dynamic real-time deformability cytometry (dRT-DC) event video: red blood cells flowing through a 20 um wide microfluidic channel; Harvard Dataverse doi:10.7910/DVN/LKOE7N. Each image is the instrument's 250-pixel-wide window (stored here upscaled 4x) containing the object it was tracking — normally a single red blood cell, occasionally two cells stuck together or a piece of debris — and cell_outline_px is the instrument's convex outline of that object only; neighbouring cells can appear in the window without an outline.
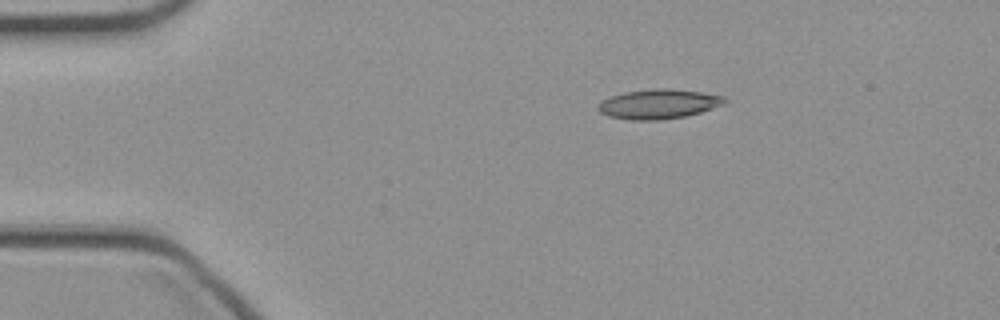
{"species": "common noctule bat (a hibernating species)", "species_latin": "Nyctalus noctula", "temperature_condition": "cold", "stored_images_in_passage": 39, "camera_frame_rate_fps": 3000, "um_per_image_px": 0.085, "animal": {"sex": "female", "body_mass_g": 21.9}, "frame": {"image": 1, "passage_image": 1, "time_ms": 0.0, "image_size_px": [1000, 320], "cell_outline_px": [[728, 100], [724, 104], [700, 112], [684, 116], [660, 120], [632, 120], [608, 116], [600, 112], [596, 108], [600, 100], [608, 96], [624, 92], [656, 88], [664, 88], [700, 92], [724, 96]], "centroid_in_image_um": [55.93, 8.84], "position_along_channel_um": 29.1, "area_um2": 21.85}}
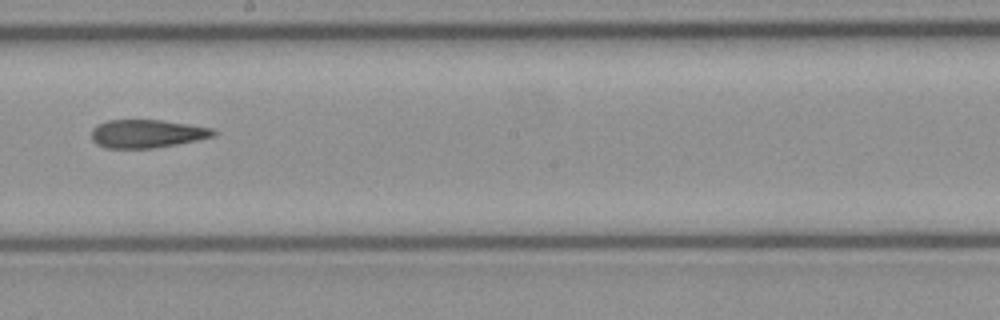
{"frame": {"image": 2, "passage_image": 19, "time_ms": 6.0, "image_size_px": [1000, 320], "cell_outline_px": [[216, 132], [212, 136], [196, 140], [176, 144], [152, 148], [104, 148], [96, 144], [92, 140], [92, 128], [96, 124], [108, 120], [160, 120], [188, 124], [212, 128]], "centroid_in_image_um": [12.42, 11.36], "position_along_channel_um": 235.8, "area_um2": 19.94}}
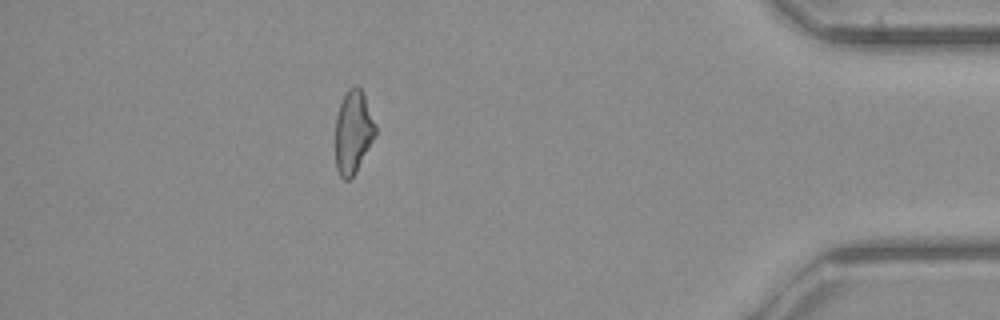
{"frame": {"image": 3, "passage_image": 34, "time_ms": 11.0, "image_size_px": [1000, 320], "cell_outline_px": [[376, 136], [356, 172], [348, 180], [344, 180], [340, 176], [336, 168], [336, 116], [340, 104], [348, 88], [356, 84], [364, 92], [376, 124]], "centroid_in_image_um": [30.04, 11.2], "position_along_channel_um": 405.2, "area_um2": 19.59}}